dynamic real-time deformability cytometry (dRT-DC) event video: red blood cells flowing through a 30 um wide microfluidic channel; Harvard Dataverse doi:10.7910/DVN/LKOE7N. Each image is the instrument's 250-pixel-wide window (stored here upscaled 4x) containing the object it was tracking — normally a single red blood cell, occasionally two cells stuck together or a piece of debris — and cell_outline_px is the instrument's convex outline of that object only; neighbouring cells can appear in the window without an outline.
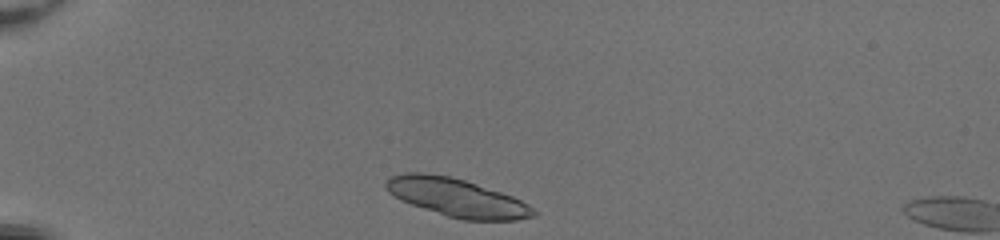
{"species": "common noctule bat (a hibernating species)", "species_latin": "Nyctalus noctula", "temperature_condition": "room temperature", "stored_images_in_passage": 4, "camera_frame_rate_fps": 3000, "um_per_image_px": 0.085, "animal": {"sex": "female", "body_mass_g": 20.0, "forearm_length_mm": 54.0}, "frame": {"image": 1, "passage_image": 1, "time_ms": 0.0, "image_size_px": [1000, 240], "cell_outline_px": [[536, 216], [516, 220], [460, 220], [400, 200], [388, 192], [384, 184], [388, 176], [408, 172], [424, 172], [448, 176], [464, 180], [512, 196], [528, 204], [536, 212]], "centroid_in_image_um": [38.79, 16.79], "position_along_channel_um": 46.2, "area_um2": 32.66}}